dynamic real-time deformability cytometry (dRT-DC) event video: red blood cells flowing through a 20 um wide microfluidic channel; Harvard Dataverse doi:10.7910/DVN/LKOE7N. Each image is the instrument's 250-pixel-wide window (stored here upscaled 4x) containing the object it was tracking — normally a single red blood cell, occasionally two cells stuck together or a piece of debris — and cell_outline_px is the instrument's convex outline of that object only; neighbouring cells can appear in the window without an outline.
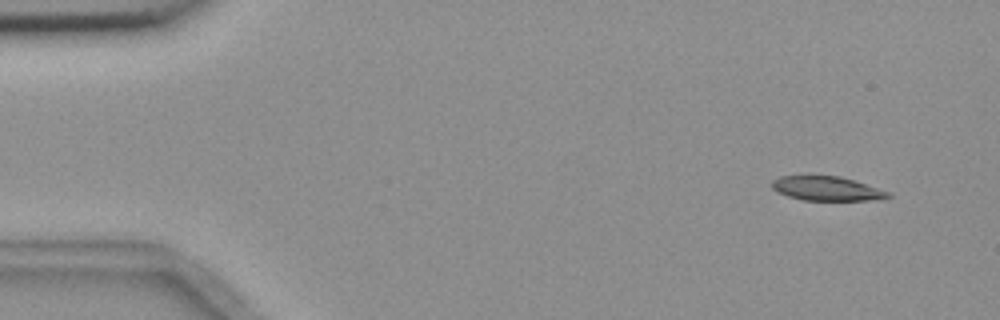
{"species": "common noctule bat (a hibernating species)", "species_latin": "Nyctalus noctula", "temperature_condition": "room temperature", "stored_images_in_passage": 5, "camera_frame_rate_fps": 3000, "um_per_image_px": 0.085, "animal": {"sex": "female", "body_mass_g": 18.4}, "frame": {"image": 1, "passage_image": 1, "time_ms": 0.0, "image_size_px": [1000, 320], "cell_outline_px": [[892, 196], [884, 200], [804, 200], [788, 196], [776, 192], [772, 188], [772, 180], [780, 176], [840, 176], [892, 192]], "centroid_in_image_um": [70.33, 16.04], "position_along_channel_um": 14.7, "area_um2": 16.53}}
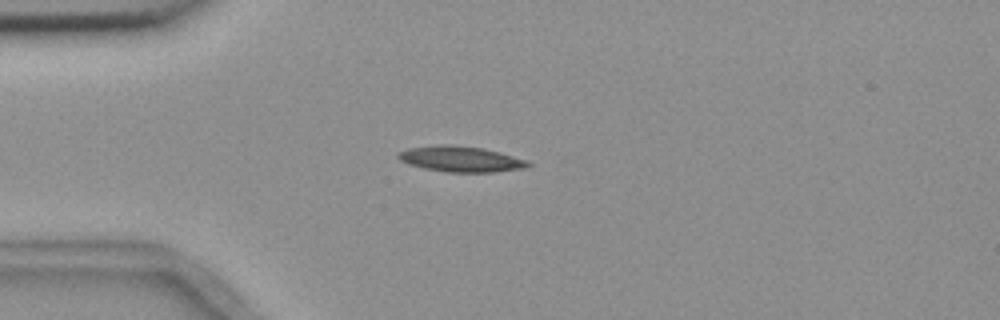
{"frame": {"image": 2, "passage_image": 4, "time_ms": 3.333, "image_size_px": [1000, 320], "cell_outline_px": [[532, 164], [528, 168], [492, 172], [444, 172], [424, 168], [408, 164], [400, 160], [396, 156], [396, 152], [408, 148], [440, 144], [448, 144], [484, 148], [528, 160]], "centroid_in_image_um": [39.15, 13.52], "position_along_channel_um": 45.8, "area_um2": 19.65}}